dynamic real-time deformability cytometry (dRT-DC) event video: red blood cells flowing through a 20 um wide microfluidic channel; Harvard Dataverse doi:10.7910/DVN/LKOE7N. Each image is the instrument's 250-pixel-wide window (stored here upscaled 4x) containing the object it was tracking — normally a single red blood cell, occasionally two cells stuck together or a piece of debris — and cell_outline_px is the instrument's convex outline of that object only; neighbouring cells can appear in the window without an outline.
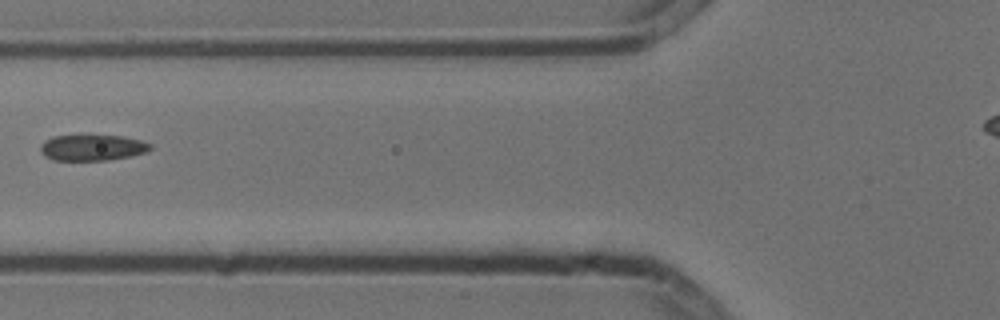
{"species": "common noctule bat (a hibernating species)", "species_latin": "Nyctalus noctula", "temperature_condition": "cold", "stored_images_in_passage": 10, "camera_frame_rate_fps": 3000, "um_per_image_px": 0.085, "animal": {"sex": "male", "body_mass_g": 13.3}, "frame": {"image": 1, "passage_image": 6, "time_ms": 1.667, "image_size_px": [1000, 320], "cell_outline_px": [[152, 148], [148, 152], [132, 156], [108, 160], [52, 160], [44, 156], [40, 152], [40, 144], [44, 140], [52, 136], [88, 132], [124, 136], [140, 140], [152, 144]], "centroid_in_image_um": [7.83, 12.49], "position_along_channel_um": 118.0, "area_um2": 17.8}}
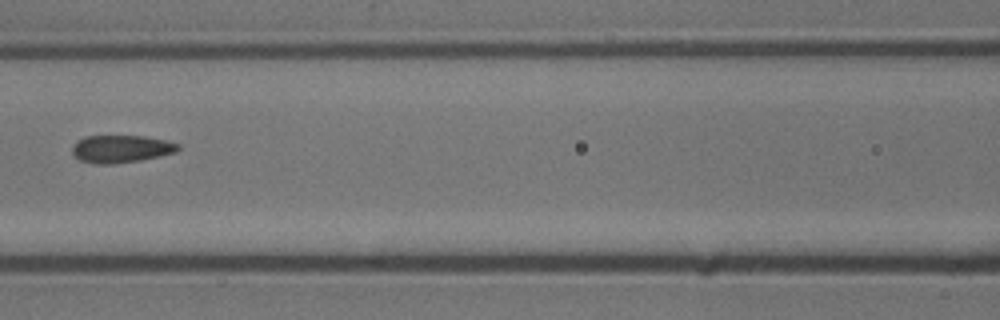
{"frame": {"image": 2, "passage_image": 7, "time_ms": 2.0, "image_size_px": [1000, 320], "cell_outline_px": [[180, 148], [176, 152], [160, 156], [140, 160], [112, 164], [96, 164], [80, 160], [72, 152], [72, 144], [76, 140], [84, 136], [144, 136], [164, 140], [180, 144]], "centroid_in_image_um": [10.27, 12.65], "position_along_channel_um": 156.3, "area_um2": 17.05}}